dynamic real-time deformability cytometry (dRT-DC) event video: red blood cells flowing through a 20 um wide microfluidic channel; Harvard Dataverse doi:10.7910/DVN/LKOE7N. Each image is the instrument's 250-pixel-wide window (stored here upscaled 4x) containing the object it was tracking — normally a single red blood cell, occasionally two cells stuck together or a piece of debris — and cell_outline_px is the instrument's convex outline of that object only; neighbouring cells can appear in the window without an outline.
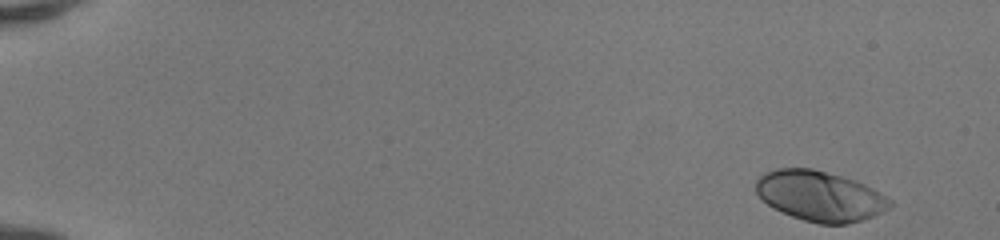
{"species": "human", "species_latin": "Homo sapiens", "temperature_condition": "room temperature", "stored_images_in_passage": 48, "camera_frame_rate_fps": 3000, "um_per_image_px": 0.085, "donor": {"sex": "female"}, "frame": {"image": 1, "passage_image": 1, "time_ms": 0.0, "image_size_px": [1000, 240], "cell_outline_px": [[892, 204], [888, 208], [864, 220], [848, 224], [820, 224], [804, 220], [792, 216], [772, 208], [756, 192], [756, 180], [764, 172], [776, 168], [812, 168], [856, 180], [872, 188], [892, 200]], "centroid_in_image_um": [69.68, 16.66], "position_along_channel_um": 15.3, "area_um2": 39.13}}
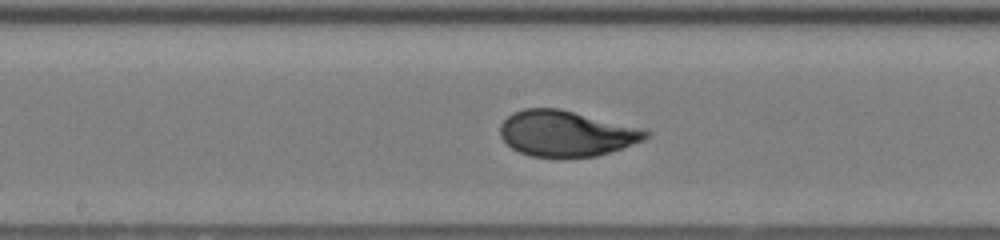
{"frame": {"image": 2, "passage_image": 26, "time_ms": 8.333, "image_size_px": [1000, 240], "cell_outline_px": [[652, 132], [644, 140], [596, 156], [532, 156], [520, 152], [512, 148], [500, 136], [500, 124], [512, 112], [524, 108], [560, 108], [644, 128]], "centroid_in_image_um": [48.14, 11.31], "position_along_channel_um": 200.1, "area_um2": 38.67}}
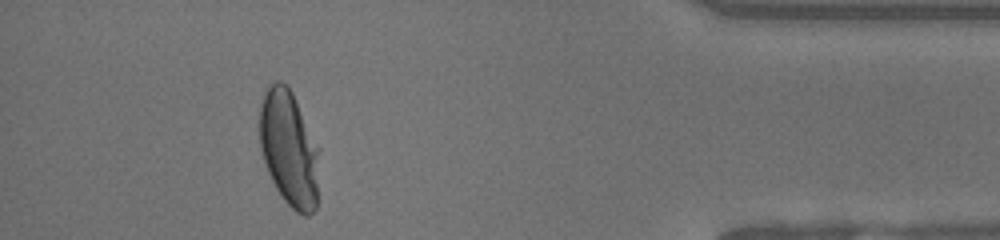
{"frame": {"image": 3, "passage_image": 44, "time_ms": 14.333, "image_size_px": [1000, 240], "cell_outline_px": [[320, 148], [316, 208], [308, 216], [304, 216], [296, 212], [280, 196], [268, 172], [260, 148], [260, 104], [268, 88], [276, 80], [280, 80], [288, 84]], "centroid_in_image_um": [24.59, 12.64], "position_along_channel_um": 410.6, "area_um2": 40.52}, "authors_computed_cell_mechanics": {"area_um2": 38.8994, "velocity_mm_per_s": 4.168, "shape_relaxation_time_tau1_ms": 4.5969, "shape_relaxation_time_tau2_ms": null, "deformation_change_tau1": 0.2295, "deformation_change_tau2": null}}